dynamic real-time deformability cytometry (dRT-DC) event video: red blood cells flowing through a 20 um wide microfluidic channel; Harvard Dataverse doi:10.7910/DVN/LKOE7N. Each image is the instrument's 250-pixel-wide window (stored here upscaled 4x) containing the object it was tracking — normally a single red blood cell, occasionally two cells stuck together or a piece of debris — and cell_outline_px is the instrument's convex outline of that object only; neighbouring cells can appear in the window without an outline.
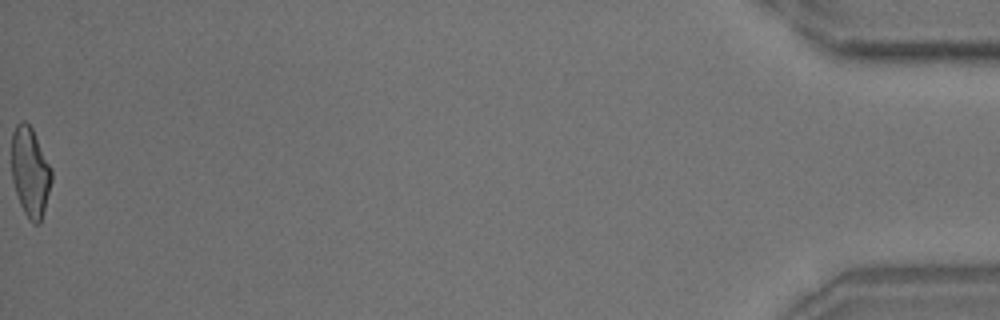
{"species": "common noctule bat (a hibernating species)", "species_latin": "Nyctalus noctula", "temperature_condition": "room temperature", "stored_images_in_passage": 42, "camera_frame_rate_fps": 3000, "um_per_image_px": 0.085, "animal": {"sex": "male", "body_mass_g": 18.8}, "frame": {"image": 1, "passage_image": 42, "time_ms": 13.667, "image_size_px": [1000, 320], "cell_outline_px": [[52, 180], [40, 224], [32, 224], [24, 212], [20, 204], [12, 180], [12, 132], [16, 124], [20, 120], [24, 120], [32, 128], [52, 168]], "centroid_in_image_um": [2.57, 14.6], "position_along_channel_um": 432.6, "area_um2": 20.92}, "authors_computed_cell_mechanics": {"area_um2": 21.4438, "velocity_mm_per_s": 3.5748, "shape_relaxation_time_tau1_ms": 8.1535, "shape_relaxation_time_tau2_ms": 1.6846, "deformation_change_tau1": 0.2155, "deformation_change_tau2": 0.0912}}